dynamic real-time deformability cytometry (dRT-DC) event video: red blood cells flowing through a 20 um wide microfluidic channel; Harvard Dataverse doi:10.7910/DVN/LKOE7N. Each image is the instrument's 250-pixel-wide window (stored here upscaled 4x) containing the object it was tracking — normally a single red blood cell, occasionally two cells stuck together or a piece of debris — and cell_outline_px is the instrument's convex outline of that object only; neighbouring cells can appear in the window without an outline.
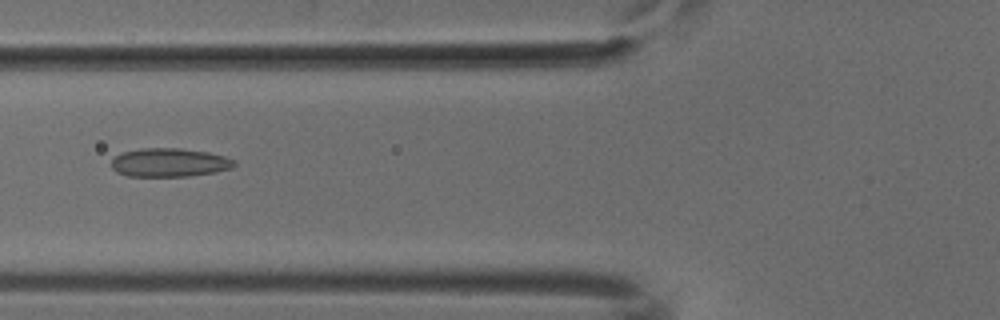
{"species": "common noctule bat (a hibernating species)", "species_latin": "Nyctalus noctula", "temperature_condition": "cold", "stored_images_in_passage": 52, "camera_frame_rate_fps": 3000, "um_per_image_px": 0.085, "animal": {"sex": "male", "body_mass_g": 18.8}, "frame": {"image": 1, "passage_image": 20, "time_ms": 6.333, "image_size_px": [1000, 320], "cell_outline_px": [[236, 164], [232, 168], [216, 172], [188, 176], [128, 176], [116, 172], [112, 168], [112, 160], [116, 156], [124, 152], [140, 148], [180, 148], [208, 152], [224, 156], [236, 160]], "centroid_in_image_um": [14.42, 13.81], "position_along_channel_um": 111.4, "area_um2": 20.52}}
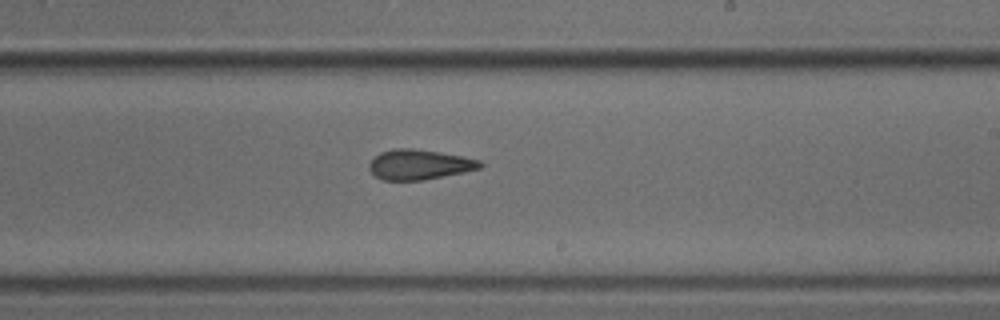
{"frame": {"image": 2, "passage_image": 31, "time_ms": 10.0, "image_size_px": [1000, 320], "cell_outline_px": [[484, 164], [480, 168], [464, 172], [424, 180], [384, 180], [376, 176], [368, 168], [368, 164], [380, 152], [392, 148], [412, 148], [440, 152], [480, 160]], "centroid_in_image_um": [35.63, 13.98], "position_along_channel_um": 253.4, "area_um2": 19.36}}
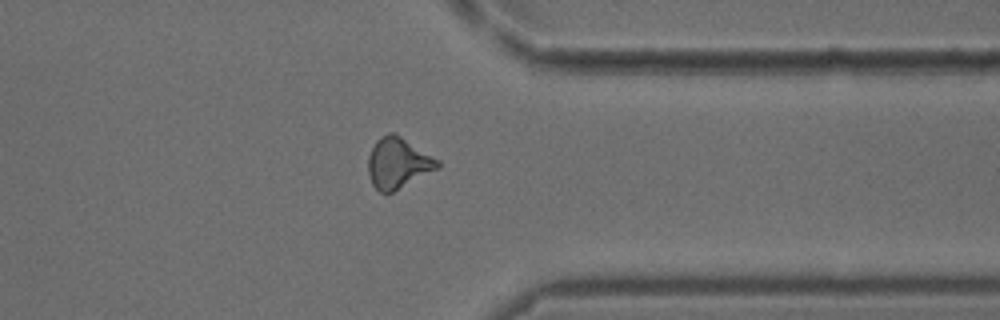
{"frame": {"image": 3, "passage_image": 41, "time_ms": 13.333, "image_size_px": [1000, 320], "cell_outline_px": [[440, 168], [392, 192], [380, 192], [372, 184], [368, 176], [368, 156], [376, 140], [380, 136], [388, 132], [392, 132], [400, 136], [440, 160]], "centroid_in_image_um": [33.83, 13.85], "position_along_channel_um": 377.6, "area_um2": 20.52}}